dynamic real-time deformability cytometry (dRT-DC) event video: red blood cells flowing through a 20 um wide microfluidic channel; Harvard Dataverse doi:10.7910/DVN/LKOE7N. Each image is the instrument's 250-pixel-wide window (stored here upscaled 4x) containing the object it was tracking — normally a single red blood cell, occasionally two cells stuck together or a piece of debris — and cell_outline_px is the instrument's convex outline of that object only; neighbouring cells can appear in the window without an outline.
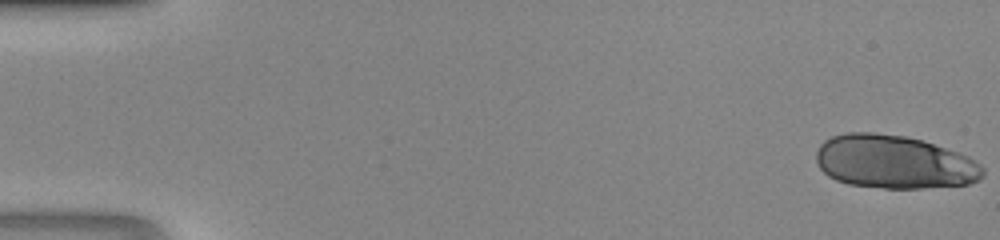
{"species": "human", "species_latin": "Homo sapiens", "temperature_condition": "room temperature", "stored_images_in_passage": 46, "camera_frame_rate_fps": 3000, "um_per_image_px": 0.085, "donor": {"sex": "male"}, "frame": {"image": 1, "passage_image": 1, "time_ms": 0.0, "image_size_px": [1000, 240], "cell_outline_px": [[984, 176], [980, 180], [968, 184], [920, 188], [884, 188], [848, 184], [836, 180], [828, 176], [820, 168], [816, 160], [816, 152], [820, 144], [824, 140], [832, 136], [848, 132], [872, 132], [904, 136], [920, 140], [968, 156], [980, 164], [984, 168]], "centroid_in_image_um": [75.99, 13.77], "position_along_channel_um": 9.0, "area_um2": 51.79}}
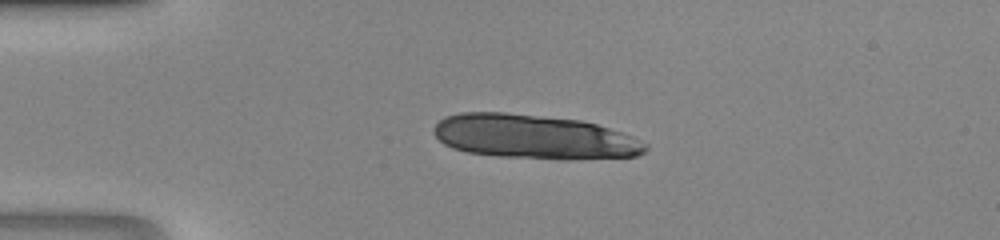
{"frame": {"image": 2, "passage_image": 12, "time_ms": 3.667, "image_size_px": [1000, 240], "cell_outline_px": [[648, 148], [644, 152], [636, 156], [572, 160], [556, 160], [500, 156], [468, 152], [452, 148], [444, 144], [432, 132], [432, 128], [444, 116], [460, 112], [504, 112], [580, 120], [596, 124], [632, 136], [648, 144]], "centroid_in_image_um": [45.39, 11.64], "position_along_channel_um": 39.6, "area_um2": 54.91}}